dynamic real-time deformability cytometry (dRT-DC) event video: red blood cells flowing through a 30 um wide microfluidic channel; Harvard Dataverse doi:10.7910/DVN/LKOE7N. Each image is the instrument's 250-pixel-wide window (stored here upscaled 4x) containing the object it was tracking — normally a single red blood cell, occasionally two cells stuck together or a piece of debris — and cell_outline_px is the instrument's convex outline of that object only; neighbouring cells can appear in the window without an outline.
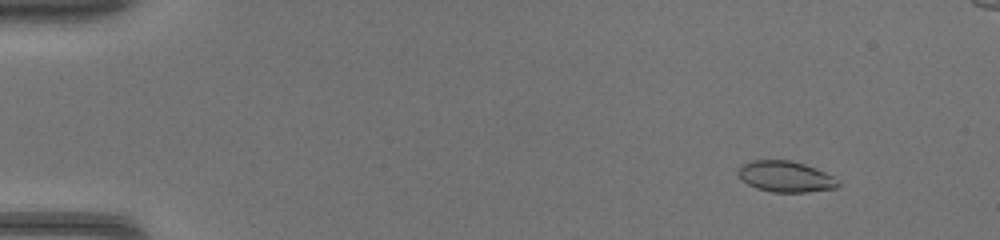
{"species": "common noctule bat (a hibernating species)", "species_latin": "Nyctalus noctula", "temperature_condition": "warm", "stored_images_in_passage": 48, "segment_of_instrument_passage": [1, 2], "camera_frame_rate_fps": 3000, "um_per_image_px": 0.085, "animal": {"sex": "female", "body_mass_g": 17.0, "forearm_length_mm": 48.0}, "frame": {"image": 1, "passage_image": 6, "time_ms": 1.667, "image_size_px": [1000, 240], "cell_outline_px": [[840, 184], [836, 188], [804, 192], [772, 192], [756, 188], [748, 184], [736, 172], [744, 164], [752, 160], [792, 160], [804, 164], [824, 172], [832, 176]], "centroid_in_image_um": [66.76, 15.01], "position_along_channel_um": 18.2, "area_um2": 17.74}}
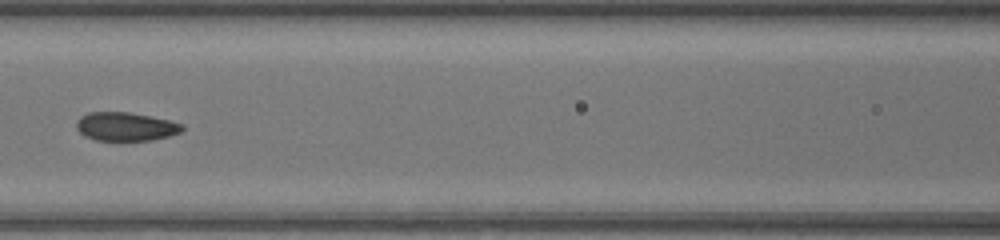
{"frame": {"image": 2, "passage_image": 23, "time_ms": 7.333, "image_size_px": [1000, 240], "cell_outline_px": [[184, 128], [180, 132], [168, 136], [152, 140], [96, 140], [84, 136], [76, 128], [76, 120], [80, 116], [88, 112], [128, 112], [168, 120], [184, 124]], "centroid_in_image_um": [10.65, 10.75], "position_along_channel_um": 156.0, "area_um2": 17.57}}
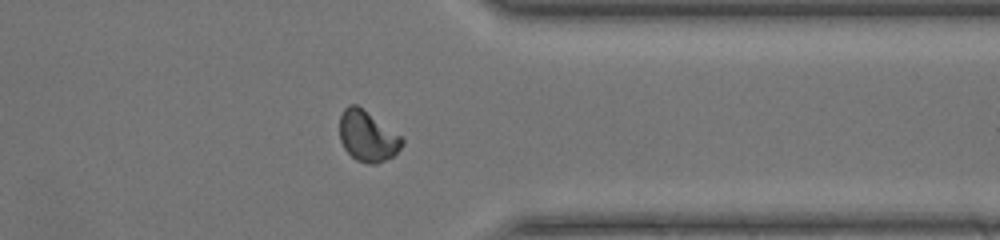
{"frame": {"image": 3, "passage_image": 38, "time_ms": 12.333, "image_size_px": [1000, 240], "cell_outline_px": [[404, 144], [392, 156], [376, 164], [368, 164], [356, 160], [344, 148], [340, 140], [340, 116], [344, 108], [348, 104], [356, 104], [400, 136], [404, 140]], "centroid_in_image_um": [31.2, 11.58], "position_along_channel_um": 380.2, "area_um2": 18.09}}